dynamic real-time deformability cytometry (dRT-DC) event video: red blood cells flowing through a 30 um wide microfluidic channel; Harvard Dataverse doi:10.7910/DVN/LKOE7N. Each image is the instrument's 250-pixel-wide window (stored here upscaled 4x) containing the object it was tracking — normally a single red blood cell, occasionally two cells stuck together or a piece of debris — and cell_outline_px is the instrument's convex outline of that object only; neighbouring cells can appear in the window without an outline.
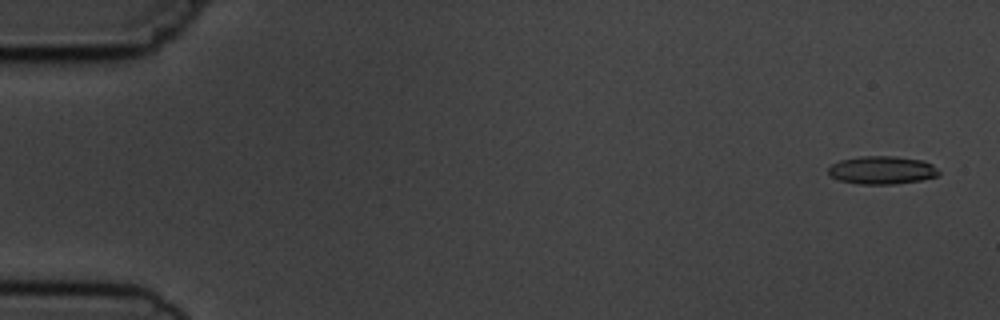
{"species": "common noctule bat (a hibernating species)", "species_latin": "Nyctalus noctula", "temperature_condition": "cold", "stored_images_in_passage": 6, "camera_frame_rate_fps": 3000, "um_per_image_px": 0.085, "animal": {"sex": "male", "body_mass_g": 19.5, "forearm_length_mm": 54.6}, "frame": {"image": 1, "passage_image": 1, "time_ms": 0.0, "image_size_px": [1000, 320], "cell_outline_px": [[940, 176], [920, 180], [892, 184], [856, 184], [840, 180], [832, 176], [828, 172], [828, 168], [832, 164], [840, 160], [860, 156], [892, 156], [924, 160], [932, 164], [940, 172]], "centroid_in_image_um": [74.99, 14.46], "position_along_channel_um": 10.0, "area_um2": 18.09}}